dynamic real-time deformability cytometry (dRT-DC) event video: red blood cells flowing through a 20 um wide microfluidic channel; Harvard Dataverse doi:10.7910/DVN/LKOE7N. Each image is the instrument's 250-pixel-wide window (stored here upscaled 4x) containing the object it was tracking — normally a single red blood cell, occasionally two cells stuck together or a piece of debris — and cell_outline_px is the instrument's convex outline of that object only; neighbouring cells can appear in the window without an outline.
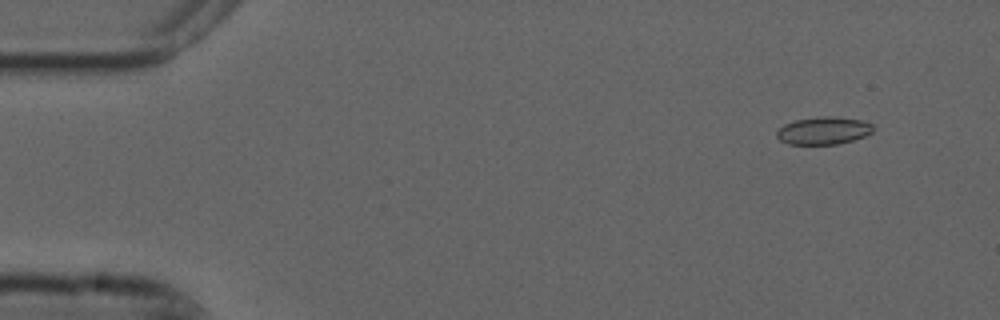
{"species": "common noctule bat (a hibernating species)", "species_latin": "Nyctalus noctula", "temperature_condition": "cold", "stored_images_in_passage": 6, "camera_frame_rate_fps": 3000, "um_per_image_px": 0.085, "animal": {"sex": "male", "forearm_length_mm": 52.5}, "frame": {"image": 1, "passage_image": 2, "time_ms": 0.333, "image_size_px": [1000, 320], "cell_outline_px": [[876, 128], [872, 132], [864, 136], [852, 140], [836, 144], [788, 144], [780, 140], [776, 136], [776, 132], [784, 124], [796, 120], [820, 116], [832, 116], [860, 120], [872, 124]], "centroid_in_image_um": [70.0, 11.1], "position_along_channel_um": 15.0, "area_um2": 15.43}}
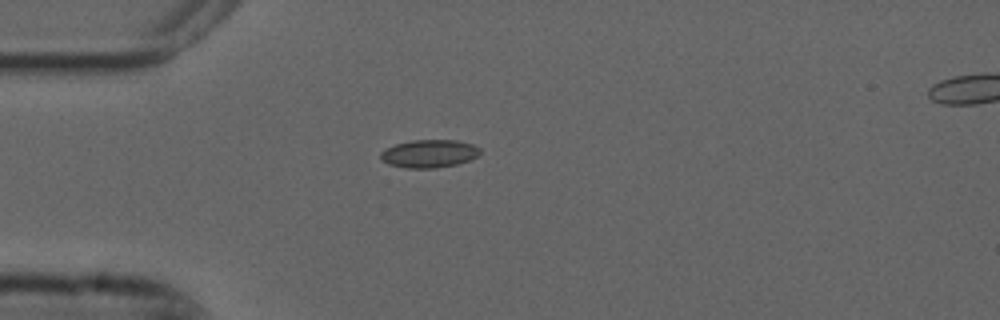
{"frame": {"image": 2, "passage_image": 5, "time_ms": 1.333, "image_size_px": [1000, 320], "cell_outline_px": [[480, 152], [476, 156], [468, 160], [456, 164], [436, 168], [408, 168], [388, 164], [380, 160], [380, 152], [384, 148], [396, 144], [412, 140], [456, 140], [472, 144], [480, 148]], "centroid_in_image_um": [36.43, 13.05], "position_along_channel_um": 48.6, "area_um2": 16.18}}